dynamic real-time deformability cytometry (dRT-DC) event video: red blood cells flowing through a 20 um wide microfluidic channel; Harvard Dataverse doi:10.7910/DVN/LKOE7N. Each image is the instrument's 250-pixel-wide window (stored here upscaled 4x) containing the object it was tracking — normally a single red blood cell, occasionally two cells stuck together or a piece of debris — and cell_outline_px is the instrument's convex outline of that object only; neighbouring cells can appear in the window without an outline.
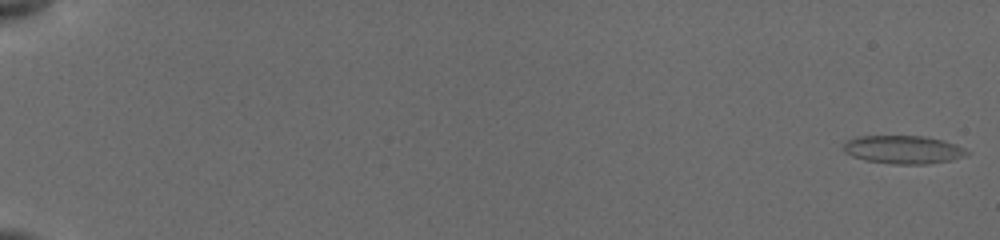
{"species": "common noctule bat (a hibernating species)", "species_latin": "Nyctalus noctula", "temperature_condition": "cold", "stored_images_in_passage": 18, "camera_frame_rate_fps": 3000, "um_per_image_px": 0.085, "animal": {"sex": "female", "body_mass_g": 19.5, "forearm_length_mm": 54.1}, "frame": {"image": 1, "passage_image": 1, "time_ms": 0.0, "image_size_px": [1000, 240], "cell_outline_px": [[972, 152], [964, 156], [948, 160], [924, 164], [892, 164], [864, 160], [852, 156], [844, 152], [844, 144], [848, 140], [856, 136], [924, 136], [944, 140], [956, 144]], "centroid_in_image_um": [76.77, 12.71], "position_along_channel_um": 8.2, "area_um2": 20.29}}
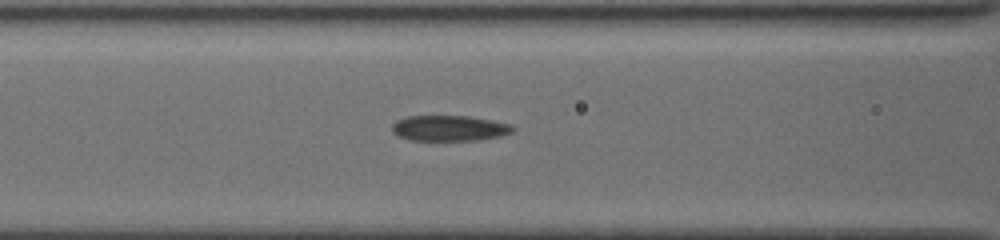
{"frame": {"image": 2, "passage_image": 14, "time_ms": 8.333, "image_size_px": [1000, 240], "cell_outline_px": [[516, 128], [512, 132], [500, 136], [480, 140], [408, 140], [396, 136], [392, 132], [392, 124], [396, 120], [408, 116], [468, 116], [492, 120], [512, 124]], "centroid_in_image_um": [38.18, 10.9], "position_along_channel_um": 128.4, "area_um2": 18.21}}
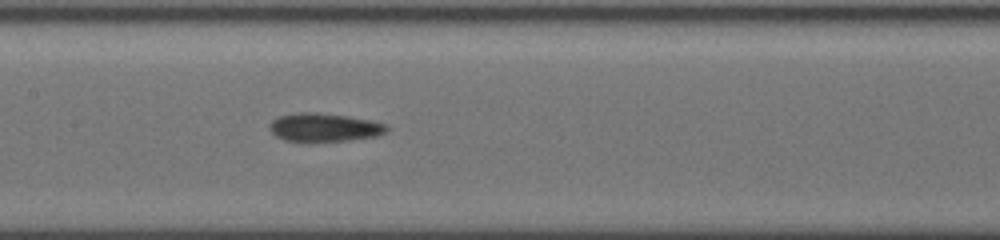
{"frame": {"image": 3, "passage_image": 18, "time_ms": 9.667, "image_size_px": [1000, 240], "cell_outline_px": [[388, 128], [384, 132], [376, 136], [348, 140], [308, 144], [284, 140], [276, 136], [268, 128], [272, 120], [280, 116], [300, 112], [316, 112], [348, 116], [368, 120], [384, 124]], "centroid_in_image_um": [27.48, 10.86], "position_along_channel_um": 179.9, "area_um2": 19.71}}